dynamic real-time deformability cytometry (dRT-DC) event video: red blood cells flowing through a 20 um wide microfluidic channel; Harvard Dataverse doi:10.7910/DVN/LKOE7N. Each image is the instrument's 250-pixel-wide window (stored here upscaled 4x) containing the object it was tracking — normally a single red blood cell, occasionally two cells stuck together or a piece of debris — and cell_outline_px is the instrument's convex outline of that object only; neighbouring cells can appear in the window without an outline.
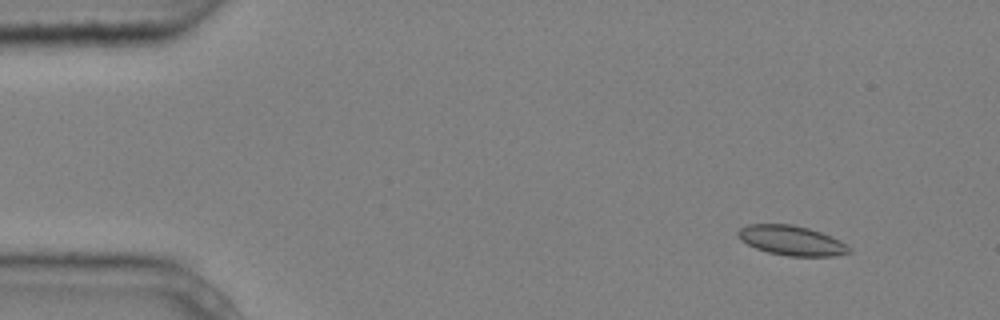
{"species": "common noctule bat (a hibernating species)", "species_latin": "Nyctalus noctula", "temperature_condition": "cold", "stored_images_in_passage": 5, "camera_frame_rate_fps": 3000, "um_per_image_px": 0.085, "animal": {"sex": "male", "body_mass_g": 20.4}, "frame": {"image": 1, "passage_image": 2, "time_ms": 0.333, "image_size_px": [1000, 320], "cell_outline_px": [[852, 252], [836, 256], [788, 256], [768, 252], [756, 248], [740, 240], [736, 236], [736, 232], [740, 228], [748, 224], [792, 224], [808, 228], [820, 232], [840, 240], [852, 248]], "centroid_in_image_um": [67.28, 20.44], "position_along_channel_um": 17.7, "area_um2": 19.36}}
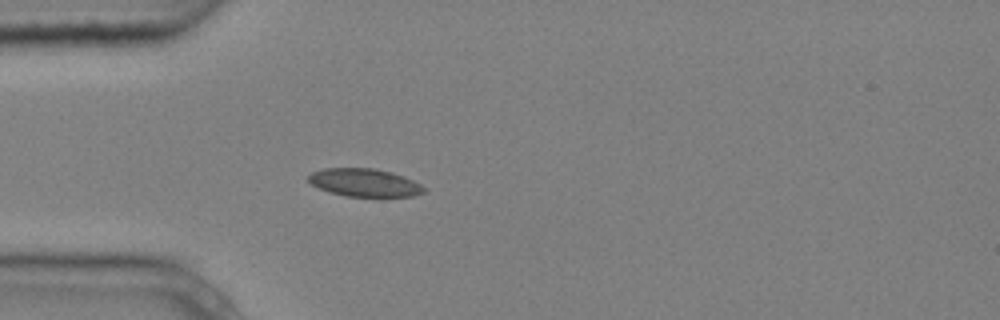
{"frame": {"image": 2, "passage_image": 5, "time_ms": 1.333, "image_size_px": [1000, 320], "cell_outline_px": [[424, 192], [412, 196], [384, 200], [344, 196], [328, 192], [312, 184], [308, 180], [308, 176], [312, 172], [324, 168], [376, 168], [392, 172], [404, 176], [420, 184], [424, 188]], "centroid_in_image_um": [31.03, 15.57], "position_along_channel_um": 54.0, "area_um2": 19.71}}